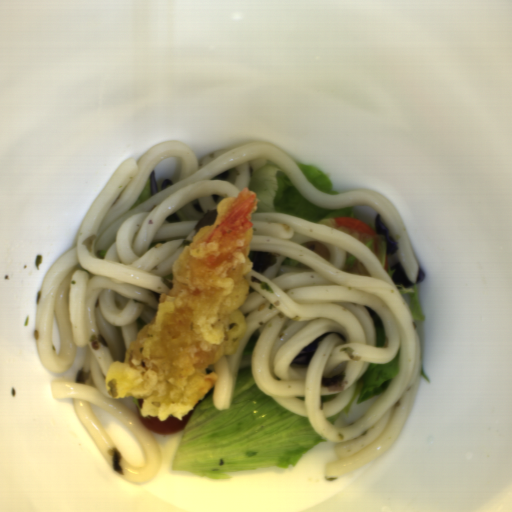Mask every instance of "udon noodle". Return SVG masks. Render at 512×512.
Wrapping results in <instances>:
<instances>
[{
  "instance_id": "obj_1",
  "label": "udon noodle",
  "mask_w": 512,
  "mask_h": 512,
  "mask_svg": "<svg viewBox=\"0 0 512 512\" xmlns=\"http://www.w3.org/2000/svg\"><path fill=\"white\" fill-rule=\"evenodd\" d=\"M182 158L181 179L130 207L141 193L153 168L168 156ZM269 162L283 169L296 189L314 204L341 209L375 207L396 245V254L410 280L419 264L395 202L372 190L329 194L314 186L296 164L275 146L251 142L207 153L201 159L180 142L150 147L137 161L121 163L84 215L77 244L51 265L44 276L37 308L35 336L45 368L70 371L80 348H86L83 384L76 379H54L55 398H72L76 414L92 443L110 469L115 448L91 409L96 403L123 420L144 455L135 466L121 457V475L128 483L151 481L158 472L160 451L155 437L141 421L132 397L111 399L105 390L112 364L123 362L142 328L155 317L162 281L183 250L192 242L194 225L228 197L248 189L254 174ZM239 170L236 184L214 181L217 175ZM130 209V210H129ZM129 210V211H128ZM54 315L60 325L61 349L52 339ZM102 335L108 347L93 349L89 339Z\"/></svg>"
},
{
  "instance_id": "obj_2",
  "label": "udon noodle",
  "mask_w": 512,
  "mask_h": 512,
  "mask_svg": "<svg viewBox=\"0 0 512 512\" xmlns=\"http://www.w3.org/2000/svg\"><path fill=\"white\" fill-rule=\"evenodd\" d=\"M252 224L248 251H269L276 262L264 273L251 270L242 338L232 353L215 362L211 401L221 411L231 407L242 349L259 330L252 357L258 389L294 415L307 417L320 437L336 443V460L323 470L332 480L346 477L398 438L419 395V333L410 306L358 239L278 212L255 211ZM315 240L327 245L330 261L301 245ZM348 250L371 276L342 271ZM368 306L381 315L386 347L375 348ZM297 316L300 319L277 338L284 324ZM328 332L307 366H290L305 346ZM400 349L399 371L371 410L345 427L326 424L325 418L350 401L370 363H390ZM325 375H343L348 385L329 393L321 382Z\"/></svg>"
}]
</instances>
